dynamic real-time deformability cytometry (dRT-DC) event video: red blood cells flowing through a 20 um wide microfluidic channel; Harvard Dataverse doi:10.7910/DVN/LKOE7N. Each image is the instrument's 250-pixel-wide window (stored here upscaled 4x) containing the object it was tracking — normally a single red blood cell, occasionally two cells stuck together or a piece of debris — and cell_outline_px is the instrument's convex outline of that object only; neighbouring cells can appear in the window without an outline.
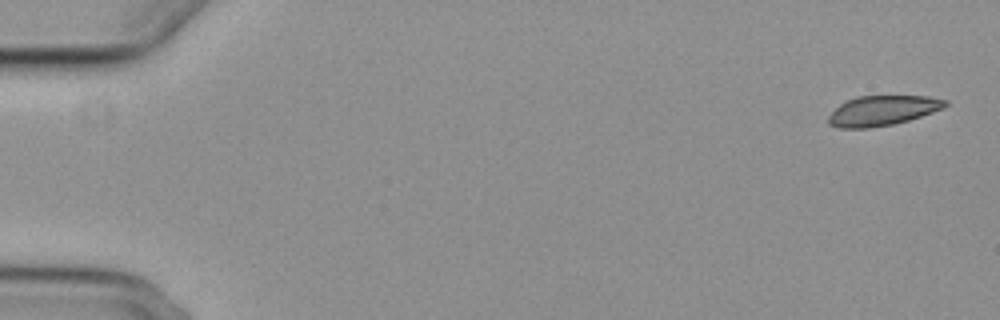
{"species": "common noctule bat (a hibernating species)", "species_latin": "Nyctalus noctula", "temperature_condition": "cold", "stored_images_in_passage": 54, "camera_frame_rate_fps": 3000, "um_per_image_px": 0.085, "animal": {"sex": "female", "body_mass_g": 29.2, "forearm_length_mm": 56.3}, "frame": {"image": 1, "passage_image": 1, "time_ms": 0.0, "image_size_px": [1000, 320], "cell_outline_px": [[948, 104], [944, 108], [908, 120], [892, 124], [868, 128], [840, 128], [828, 124], [828, 116], [840, 104], [856, 96], [928, 96], [948, 100]], "centroid_in_image_um": [75.01, 9.39], "position_along_channel_um": 10.0, "area_um2": 20.29}}
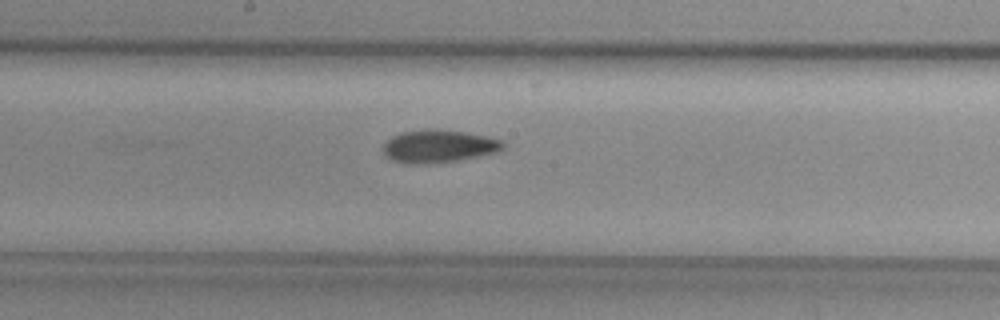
{"frame": {"image": 2, "passage_image": 29, "time_ms": 9.333, "image_size_px": [1000, 320], "cell_outline_px": [[504, 148], [496, 152], [456, 160], [428, 164], [408, 164], [392, 160], [384, 156], [384, 144], [392, 136], [400, 132], [428, 128], [440, 128], [464, 132], [504, 140]], "centroid_in_image_um": [37.25, 12.41], "position_along_channel_um": 210.9, "area_um2": 23.0}}
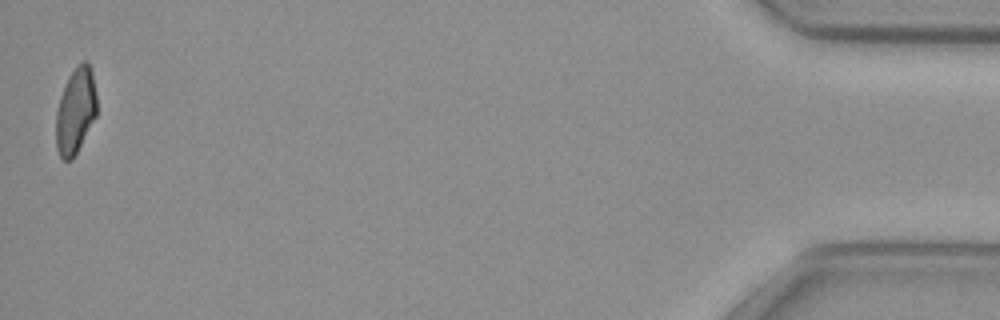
{"frame": {"image": 3, "passage_image": 54, "time_ms": 17.667, "image_size_px": [1000, 320], "cell_outline_px": [[96, 116], [72, 160], [64, 160], [60, 156], [56, 148], [56, 112], [60, 96], [68, 76], [84, 60], [88, 60], [92, 68], [96, 92]], "centroid_in_image_um": [6.42, 9.4], "position_along_channel_um": 428.8, "area_um2": 20.4}, "authors_computed_cell_mechanics": {"area_um2": 21.964, "velocity_mm_per_s": 3.7429, "shape_relaxation_time_tau1_ms": 7.9731, "shape_relaxation_time_tau2_ms": 7.0371, "deformation_change_tau1": 0.1731, "deformation_change_tau2": 0.1263}}